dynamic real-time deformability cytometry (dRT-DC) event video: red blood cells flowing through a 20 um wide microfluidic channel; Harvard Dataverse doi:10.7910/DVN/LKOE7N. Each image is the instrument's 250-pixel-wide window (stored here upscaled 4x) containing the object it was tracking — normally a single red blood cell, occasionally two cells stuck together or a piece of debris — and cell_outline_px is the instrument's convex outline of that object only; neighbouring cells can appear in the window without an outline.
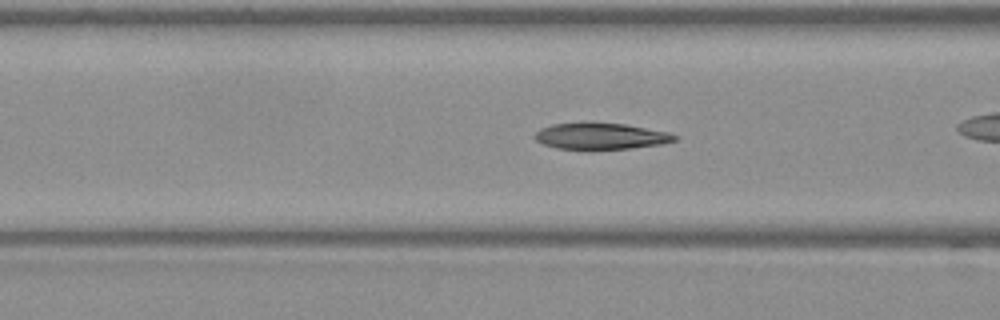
{"species": "Egyptian fruit bat (a non-hibernating species)", "species_latin": "Rousettus aegyptiacus", "temperature_condition": "warm", "stored_images_in_passage": 46, "camera_frame_rate_fps": 3000, "um_per_image_px": 0.085, "frame": {"image": 1, "passage_image": 12, "time_ms": 3.667, "image_size_px": [1000, 320], "cell_outline_px": [[680, 136], [676, 140], [660, 144], [632, 148], [592, 152], [556, 148], [544, 144], [536, 140], [532, 136], [540, 128], [552, 124], [624, 124], [668, 132]], "centroid_in_image_um": [51.05, 11.63], "position_along_channel_um": 115.6, "area_um2": 21.79}}
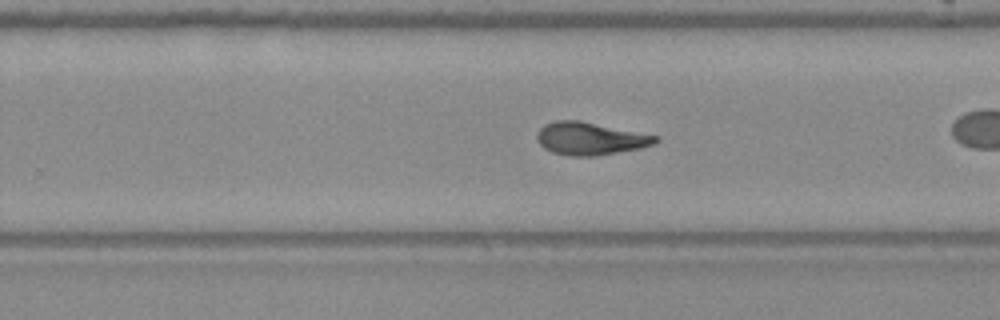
{"frame": {"image": 2, "passage_image": 25, "time_ms": 8.0, "image_size_px": [1000, 320], "cell_outline_px": [[660, 140], [652, 144], [640, 148], [592, 156], [572, 156], [552, 152], [544, 148], [536, 140], [536, 136], [540, 128], [544, 124], [556, 120], [580, 120], [660, 136]], "centroid_in_image_um": [50.15, 11.76], "position_along_channel_um": 279.6, "area_um2": 22.54}}
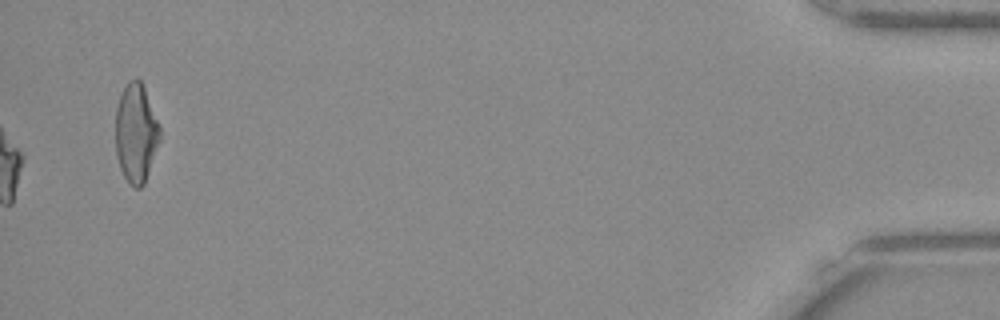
{"frame": {"image": 3, "passage_image": 46, "time_ms": 15.0, "image_size_px": [1000, 320], "cell_outline_px": [[160, 140], [144, 184], [140, 188], [132, 188], [128, 184], [120, 168], [116, 156], [116, 104], [128, 80], [136, 76], [140, 80], [144, 88], [160, 128]], "centroid_in_image_um": [11.54, 11.33], "position_along_channel_um": 423.7, "area_um2": 25.55}, "authors_computed_cell_mechanics": {"area_um2": 22.3108, "velocity_mm_per_s": 3.7865, "shape_relaxation_time_tau1_ms": 3.7585, "shape_relaxation_time_tau2_ms": 2.3329, "deformation_change_tau1": 0.1826, "deformation_change_tau2": 0.1039}}